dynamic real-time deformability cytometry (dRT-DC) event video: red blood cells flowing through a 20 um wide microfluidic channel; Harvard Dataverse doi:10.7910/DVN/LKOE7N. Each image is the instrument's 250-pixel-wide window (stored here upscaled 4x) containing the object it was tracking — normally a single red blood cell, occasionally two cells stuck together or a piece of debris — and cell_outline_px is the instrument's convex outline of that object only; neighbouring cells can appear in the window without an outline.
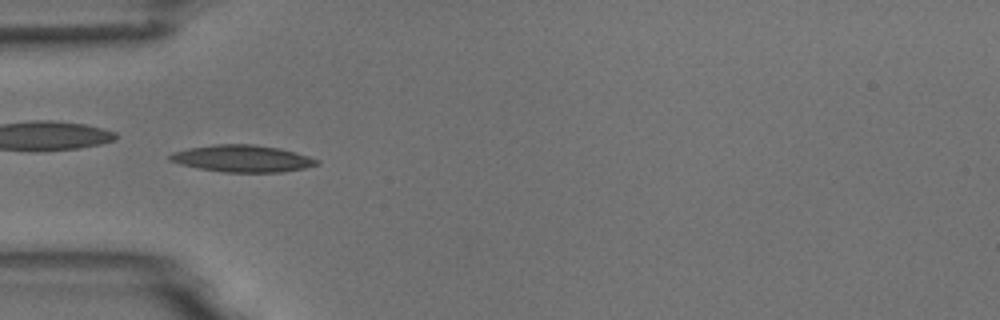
{"species": "common noctule bat (a hibernating species)", "species_latin": "Nyctalus noctula", "temperature_condition": "room temperature", "stored_images_in_passage": 53, "camera_frame_rate_fps": 3000, "um_per_image_px": 0.085, "animal": {"sex": "male", "body_mass_g": 18.8}, "frame": {"image": 1, "passage_image": 16, "time_ms": 5.0, "image_size_px": [1000, 320], "cell_outline_px": [[320, 164], [304, 168], [284, 172], [224, 172], [200, 168], [180, 164], [168, 160], [168, 156], [172, 152], [188, 148], [216, 144], [252, 144], [280, 148], [296, 152], [320, 160]], "centroid_in_image_um": [20.61, 13.47], "position_along_channel_um": 64.4, "area_um2": 23.12}, "authors_computed_cell_mechanics": {"area_um2": 20.9236, "velocity_mm_per_s": 3.7506, "shape_relaxation_time_tau1_ms": 5.6897, "shape_relaxation_time_tau2_ms": 2.2719, "deformation_change_tau1": 0.2102, "deformation_change_tau2": 0.1032}}